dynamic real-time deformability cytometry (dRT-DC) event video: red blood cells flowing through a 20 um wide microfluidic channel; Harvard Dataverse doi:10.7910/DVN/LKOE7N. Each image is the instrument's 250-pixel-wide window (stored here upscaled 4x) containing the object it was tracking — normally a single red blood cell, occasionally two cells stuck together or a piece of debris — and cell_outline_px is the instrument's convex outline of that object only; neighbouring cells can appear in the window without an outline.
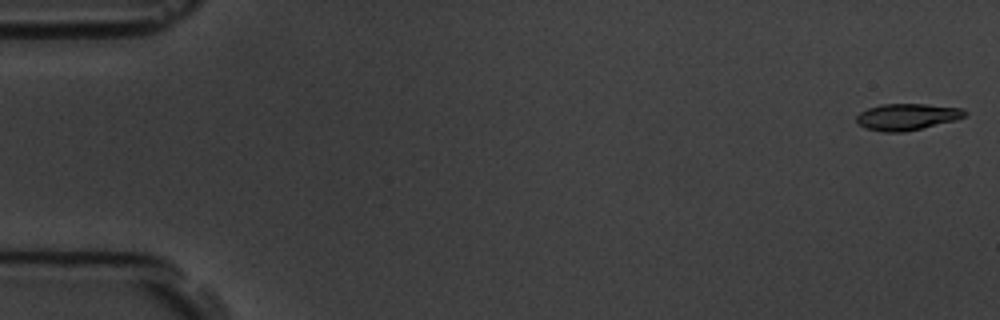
{"species": "common noctule bat (a hibernating species)", "species_latin": "Nyctalus noctula", "temperature_condition": "room temperature", "stored_images_in_passage": 8, "camera_frame_rate_fps": 3000, "um_per_image_px": 0.085, "animal": {"sex": "male", "body_mass_g": 19.5, "forearm_length_mm": 54.6}, "frame": {"image": 1, "passage_image": 1, "time_ms": 0.0, "image_size_px": [1000, 320], "cell_outline_px": [[968, 112], [964, 116], [956, 120], [904, 132], [884, 132], [864, 128], [856, 120], [856, 116], [860, 112], [868, 108], [880, 104], [924, 104], [964, 108]], "centroid_in_image_um": [77.1, 9.92], "position_along_channel_um": 7.9, "area_um2": 16.76}}
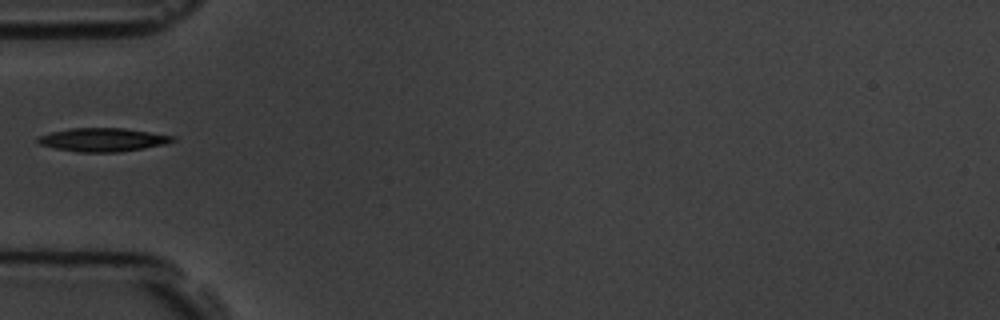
{"frame": {"image": 2, "passage_image": 6, "time_ms": 5.667, "image_size_px": [1000, 320], "cell_outline_px": [[176, 140], [164, 144], [144, 148], [116, 152], [76, 152], [56, 148], [40, 144], [36, 140], [40, 136], [52, 132], [68, 128], [124, 128], [176, 136]], "centroid_in_image_um": [8.76, 11.87], "position_along_channel_um": 76.2, "area_um2": 18.32}}
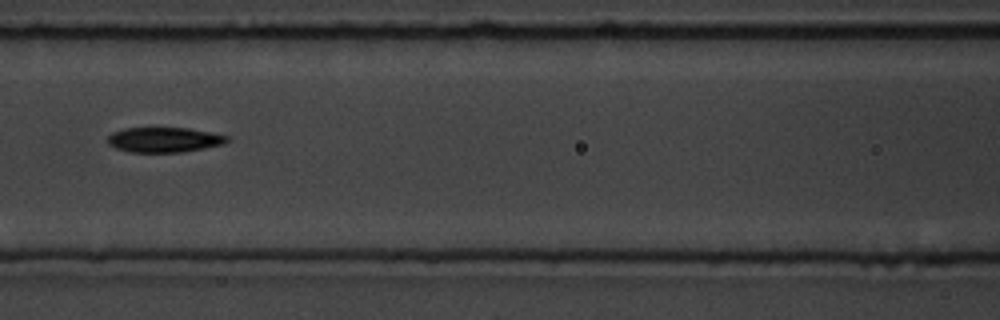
{"frame": {"image": 3, "passage_image": 8, "time_ms": 7.667, "image_size_px": [1000, 320], "cell_outline_px": [[228, 140], [224, 144], [204, 148], [180, 152], [128, 152], [116, 148], [108, 144], [108, 136], [112, 132], [124, 128], [188, 128], [228, 136]], "centroid_in_image_um": [13.91, 11.88], "position_along_channel_um": 152.7, "area_um2": 17.28}}